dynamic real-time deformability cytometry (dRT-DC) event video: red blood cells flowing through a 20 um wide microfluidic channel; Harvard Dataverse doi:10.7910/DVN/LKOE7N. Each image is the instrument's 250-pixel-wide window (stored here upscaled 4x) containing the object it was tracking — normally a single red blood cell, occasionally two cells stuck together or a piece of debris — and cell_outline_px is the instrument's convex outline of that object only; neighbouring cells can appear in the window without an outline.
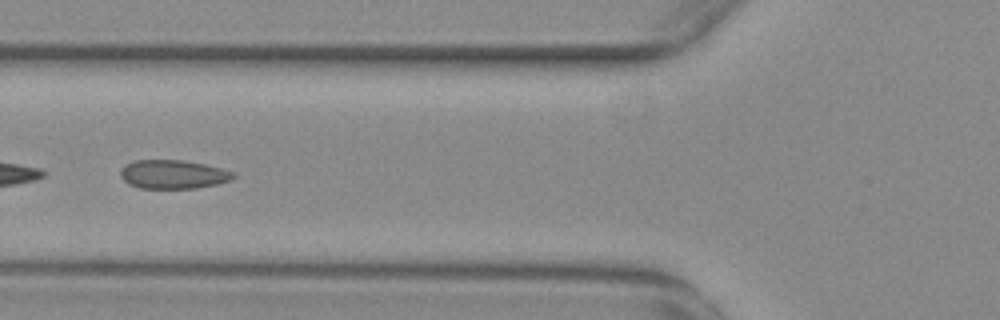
{"species": "common noctule bat (a hibernating species)", "species_latin": "Nyctalus noctula", "temperature_condition": "warm", "stored_images_in_passage": 50, "camera_frame_rate_fps": 3000, "um_per_image_px": 0.085, "animal": {"sex": "female", "body_mass_g": 29.2, "forearm_length_mm": 56.3}, "frame": {"image": 1, "passage_image": 16, "time_ms": 5.0, "image_size_px": [1000, 320], "cell_outline_px": [[236, 176], [232, 180], [216, 184], [196, 188], [140, 188], [128, 184], [120, 176], [120, 168], [136, 160], [180, 160], [204, 164], [236, 172]], "centroid_in_image_um": [14.73, 14.82], "position_along_channel_um": 111.1, "area_um2": 18.9}}
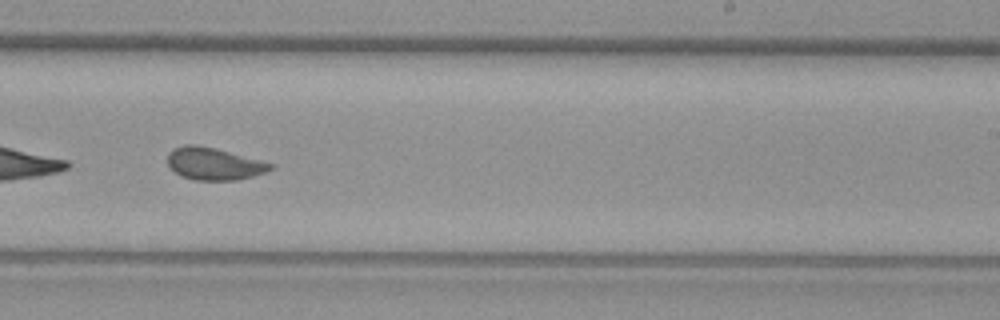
{"frame": {"image": 2, "passage_image": 29, "time_ms": 9.333, "image_size_px": [1000, 320], "cell_outline_px": [[272, 168], [264, 172], [252, 176], [236, 180], [192, 180], [180, 176], [168, 168], [168, 152], [172, 148], [184, 144], [196, 144], [216, 148], [260, 160], [272, 164]], "centroid_in_image_um": [18.09, 13.91], "position_along_channel_um": 270.9, "area_um2": 19.48}}
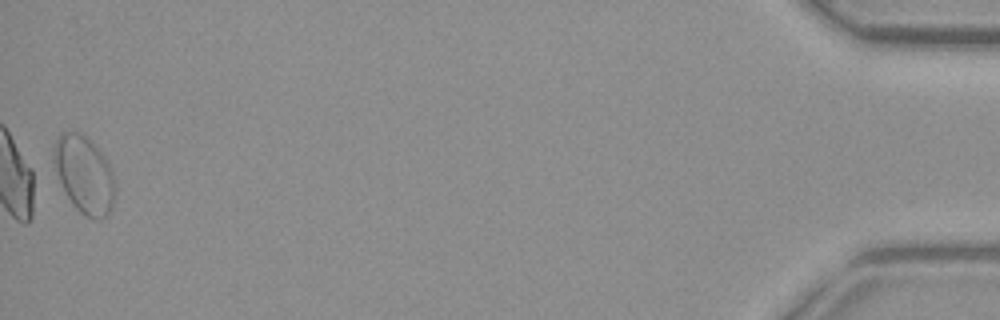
{"frame": {"image": 3, "passage_image": 50, "time_ms": 16.333, "image_size_px": [1000, 320], "cell_outline_px": [[116, 192], [112, 208], [108, 216], [100, 220], [96, 220], [84, 216], [72, 204], [60, 180], [52, 160], [52, 148], [60, 132], [80, 132], [104, 156], [112, 172], [116, 184]], "centroid_in_image_um": [7.17, 14.88], "position_along_channel_um": 428.0, "area_um2": 27.69}, "authors_computed_cell_mechanics": {"area_um2": 19.7098, "velocity_mm_per_s": 3.6998, "shape_relaxation_time_tau1_ms": null, "shape_relaxation_time_tau2_ms": 0.7996, "deformation_change_tau1": null, "deformation_change_tau2": 0.0583}}